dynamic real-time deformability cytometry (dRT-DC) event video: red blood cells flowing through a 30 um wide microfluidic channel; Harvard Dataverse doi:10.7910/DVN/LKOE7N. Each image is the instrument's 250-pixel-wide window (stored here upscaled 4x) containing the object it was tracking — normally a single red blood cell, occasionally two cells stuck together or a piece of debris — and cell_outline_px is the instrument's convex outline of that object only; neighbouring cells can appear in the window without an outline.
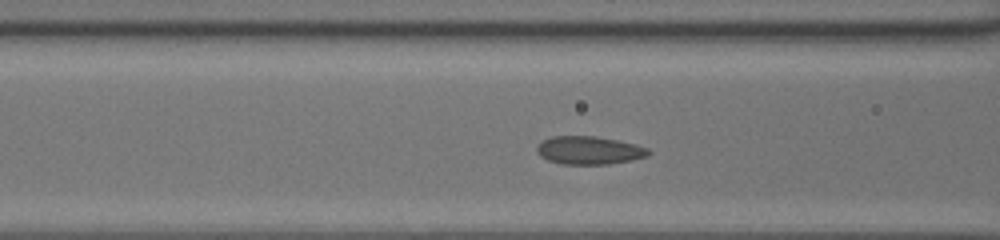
{"species": "common noctule bat (a hibernating species)", "species_latin": "Nyctalus noctula", "temperature_condition": "room temperature", "stored_images_in_passage": 9, "camera_frame_rate_fps": 3000, "um_per_image_px": 0.085, "animal": {"sex": "female", "body_mass_g": 20.0, "forearm_length_mm": 54.0}, "frame": {"image": 1, "passage_image": 7, "time_ms": 2.0, "image_size_px": [1000, 240], "cell_outline_px": [[652, 152], [648, 156], [632, 160], [608, 164], [560, 164], [548, 160], [540, 156], [536, 152], [536, 148], [544, 140], [552, 136], [596, 136], [636, 144], [648, 148]], "centroid_in_image_um": [50.09, 12.78], "position_along_channel_um": 116.5, "area_um2": 18.32}}